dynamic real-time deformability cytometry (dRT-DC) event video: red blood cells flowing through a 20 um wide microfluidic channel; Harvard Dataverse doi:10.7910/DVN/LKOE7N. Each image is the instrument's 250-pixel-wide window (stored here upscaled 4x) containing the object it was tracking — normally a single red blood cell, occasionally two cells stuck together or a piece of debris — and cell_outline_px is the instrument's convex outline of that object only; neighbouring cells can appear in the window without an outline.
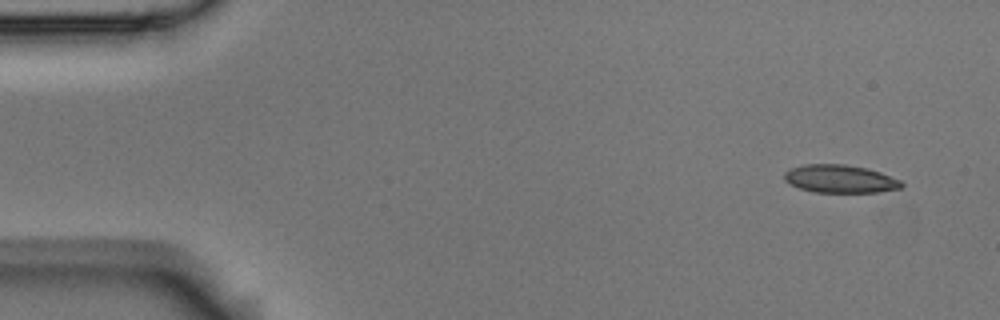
{"species": "Egyptian fruit bat (a non-hibernating species)", "species_latin": "Rousettus aegyptiacus", "temperature_condition": "room temperature", "stored_images_in_passage": 5, "camera_frame_rate_fps": 3000, "um_per_image_px": 0.085, "animal": {"sex": "male"}, "frame": {"image": 1, "passage_image": 1, "time_ms": 0.0, "image_size_px": [1000, 320], "cell_outline_px": [[904, 188], [880, 192], [812, 192], [800, 188], [784, 180], [784, 172], [792, 168], [804, 164], [844, 164], [868, 168], [880, 172], [900, 180], [904, 184]], "centroid_in_image_um": [71.44, 15.2], "position_along_channel_um": 13.6, "area_um2": 19.19}}
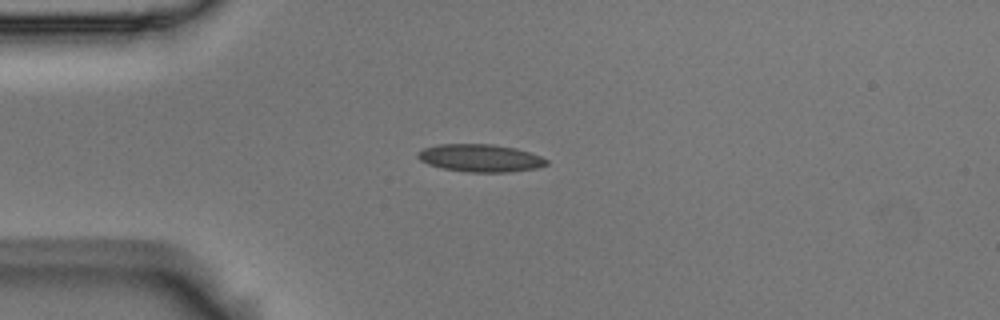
{"frame": {"image": 2, "passage_image": 4, "time_ms": 1.0, "image_size_px": [1000, 320], "cell_outline_px": [[548, 164], [536, 168], [508, 172], [468, 172], [440, 168], [428, 164], [420, 160], [416, 156], [424, 148], [440, 144], [492, 144], [516, 148], [540, 156], [548, 160]], "centroid_in_image_um": [40.82, 13.44], "position_along_channel_um": 44.2, "area_um2": 20.63}}
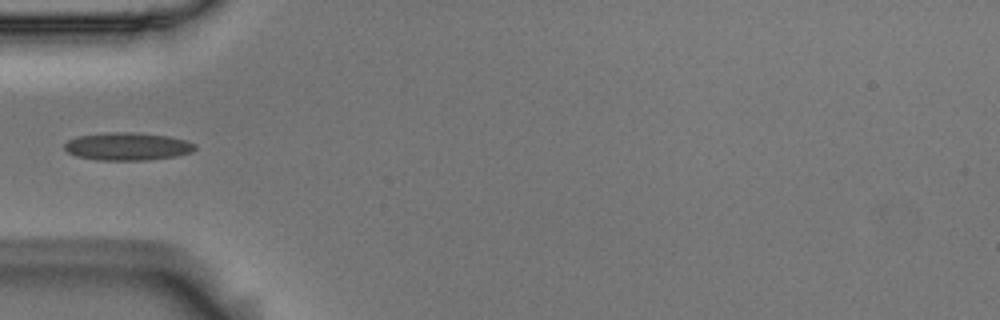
{"frame": {"image": 3, "passage_image": 5, "time_ms": 1.333, "image_size_px": [1000, 320], "cell_outline_px": [[196, 148], [192, 152], [176, 156], [148, 160], [96, 160], [76, 156], [68, 152], [64, 148], [64, 144], [68, 140], [76, 136], [104, 132], [132, 132], [168, 136], [184, 140], [196, 144]], "centroid_in_image_um": [10.81, 12.44], "position_along_channel_um": 74.2, "area_um2": 21.27}}